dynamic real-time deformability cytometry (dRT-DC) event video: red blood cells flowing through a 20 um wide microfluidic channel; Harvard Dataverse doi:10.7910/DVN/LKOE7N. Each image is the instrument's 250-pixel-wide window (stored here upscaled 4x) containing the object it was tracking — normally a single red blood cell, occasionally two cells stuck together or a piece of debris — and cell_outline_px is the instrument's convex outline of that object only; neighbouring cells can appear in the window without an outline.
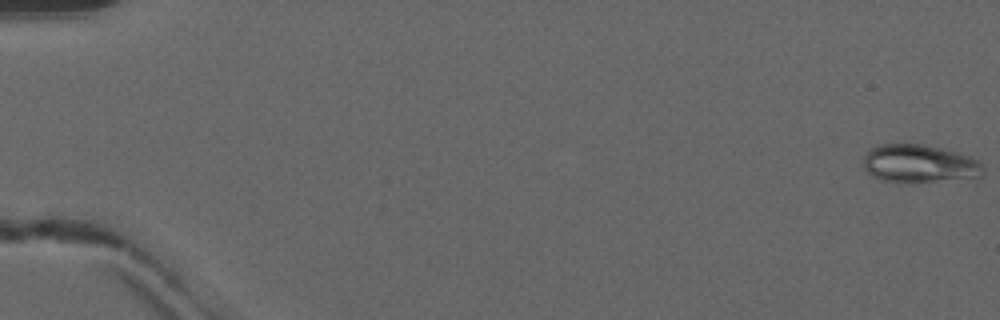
{"species": "common noctule bat (a hibernating species)", "species_latin": "Nyctalus noctula", "temperature_condition": "warm", "stored_images_in_passage": 51, "camera_frame_rate_fps": 3000, "um_per_image_px": 0.085, "animal": {"sex": "male", "forearm_length_mm": 52.5}, "frame": {"image": 1, "passage_image": 1, "time_ms": 0.0, "image_size_px": [1000, 320], "cell_outline_px": [[984, 172], [980, 176], [932, 180], [880, 180], [872, 176], [864, 168], [864, 156], [876, 144], [924, 144], [956, 152], [968, 156], [984, 164]], "centroid_in_image_um": [78.12, 13.86], "position_along_channel_um": 6.9, "area_um2": 25.61}}
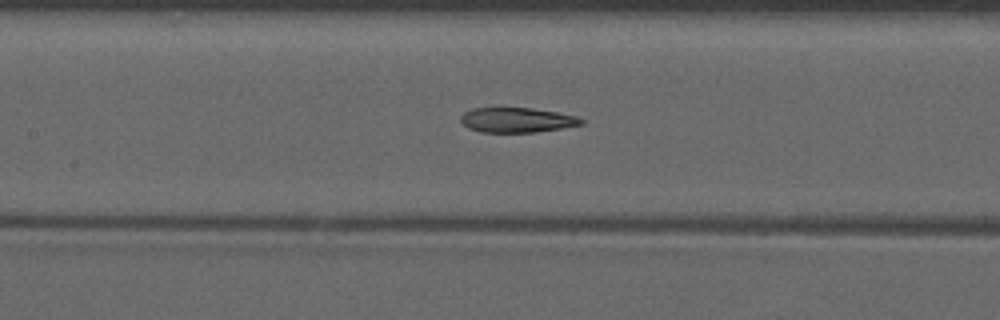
{"frame": {"image": 2, "passage_image": 25, "time_ms": 8.0, "image_size_px": [1000, 320], "cell_outline_px": [[584, 124], [536, 132], [480, 132], [468, 128], [460, 120], [460, 116], [464, 112], [472, 108], [532, 108], [556, 112], [576, 116], [584, 120]], "centroid_in_image_um": [43.92, 10.2], "position_along_channel_um": 163.5, "area_um2": 17.4}}
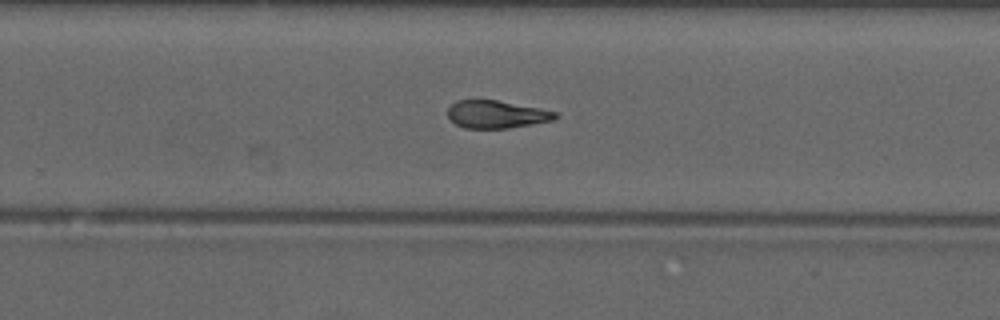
{"frame": {"image": 3, "passage_image": 34, "time_ms": 11.0, "image_size_px": [1000, 320], "cell_outline_px": [[560, 116], [552, 120], [532, 124], [508, 128], [464, 128], [456, 124], [448, 116], [448, 108], [456, 100], [496, 100], [540, 108], [556, 112]], "centroid_in_image_um": [42.2, 9.72], "position_along_channel_um": 287.6, "area_um2": 17.22}, "authors_computed_cell_mechanics": {"area_um2": 18.6116, "velocity_mm_per_s": 4.1575, "shape_relaxation_time_tau1_ms": null, "shape_relaxation_time_tau2_ms": 2.8441, "deformation_change_tau1": null, "deformation_change_tau2": 0.0999}}